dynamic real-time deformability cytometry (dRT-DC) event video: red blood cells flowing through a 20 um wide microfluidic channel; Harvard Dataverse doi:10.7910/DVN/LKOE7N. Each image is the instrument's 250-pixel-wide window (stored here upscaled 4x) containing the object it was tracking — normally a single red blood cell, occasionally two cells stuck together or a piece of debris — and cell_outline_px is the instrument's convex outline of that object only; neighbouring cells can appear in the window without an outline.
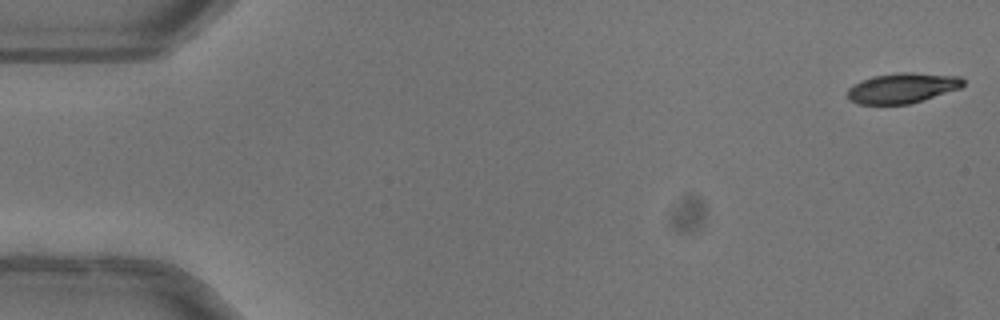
{"species": "common noctule bat (a hibernating species)", "species_latin": "Nyctalus noctula", "temperature_condition": "warm", "stored_images_in_passage": 11, "camera_frame_rate_fps": 3000, "um_per_image_px": 0.085, "animal": {"sex": "female"}, "frame": {"image": 1, "passage_image": 1, "time_ms": 0.0, "image_size_px": [1000, 320], "cell_outline_px": [[964, 84], [960, 88], [908, 104], [860, 104], [848, 100], [848, 88], [860, 80], [872, 76], [900, 72], [912, 72], [960, 76], [964, 80]], "centroid_in_image_um": [76.67, 7.47], "position_along_channel_um": 8.3, "area_um2": 20.29}}